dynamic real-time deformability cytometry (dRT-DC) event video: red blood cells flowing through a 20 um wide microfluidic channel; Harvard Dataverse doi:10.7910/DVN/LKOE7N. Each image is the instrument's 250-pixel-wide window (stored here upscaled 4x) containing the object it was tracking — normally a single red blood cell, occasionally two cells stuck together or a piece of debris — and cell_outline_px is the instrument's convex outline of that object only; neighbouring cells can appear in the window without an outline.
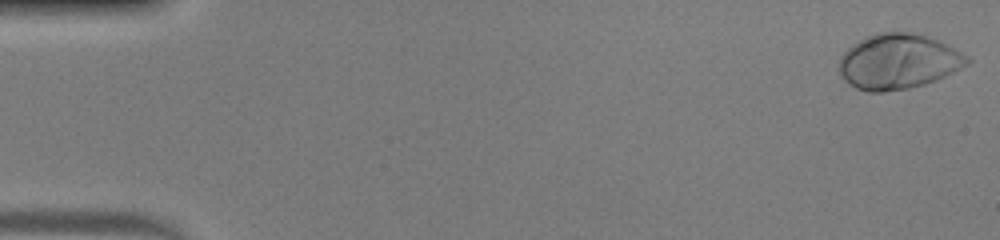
{"species": "human", "species_latin": "Homo sapiens", "temperature_condition": "warm", "stored_images_in_passage": 48, "camera_frame_rate_fps": 3000, "um_per_image_px": 0.085, "donor": {"sex": "male"}, "frame": {"image": 1, "passage_image": 1, "time_ms": 0.0, "image_size_px": [1000, 240], "cell_outline_px": [[972, 60], [968, 64], [936, 80], [924, 84], [908, 88], [884, 92], [868, 92], [856, 88], [844, 80], [840, 76], [840, 56], [852, 44], [864, 36], [880, 32], [912, 32], [936, 40], [968, 56]], "centroid_in_image_um": [76.31, 5.23], "position_along_channel_um": 8.7, "area_um2": 40.92}}
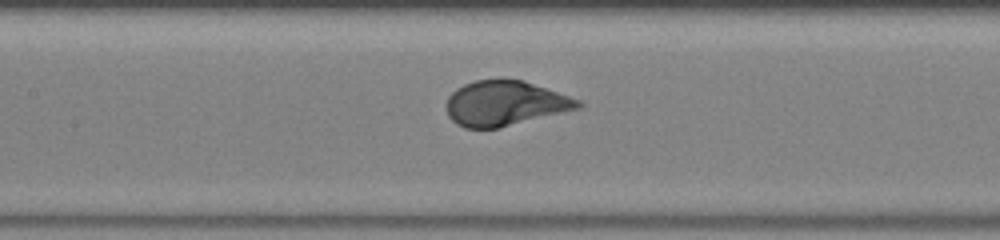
{"frame": {"image": 2, "passage_image": 23, "time_ms": 7.333, "image_size_px": [1000, 240], "cell_outline_px": [[584, 104], [580, 108], [496, 128], [464, 128], [456, 124], [448, 116], [448, 96], [456, 88], [464, 84], [476, 80], [524, 80], [580, 100]], "centroid_in_image_um": [42.92, 8.78], "position_along_channel_um": 164.5, "area_um2": 33.99}}
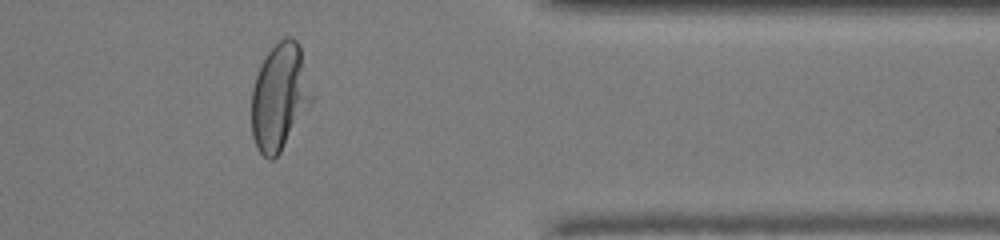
{"frame": {"image": 3, "passage_image": 40, "time_ms": 13.0, "image_size_px": [1000, 240], "cell_outline_px": [[316, 96], [280, 152], [272, 160], [268, 160], [260, 152], [252, 136], [252, 88], [260, 64], [268, 52], [284, 36], [292, 36], [300, 44]], "centroid_in_image_um": [23.81, 8.19], "position_along_channel_um": 387.6, "area_um2": 37.92}}